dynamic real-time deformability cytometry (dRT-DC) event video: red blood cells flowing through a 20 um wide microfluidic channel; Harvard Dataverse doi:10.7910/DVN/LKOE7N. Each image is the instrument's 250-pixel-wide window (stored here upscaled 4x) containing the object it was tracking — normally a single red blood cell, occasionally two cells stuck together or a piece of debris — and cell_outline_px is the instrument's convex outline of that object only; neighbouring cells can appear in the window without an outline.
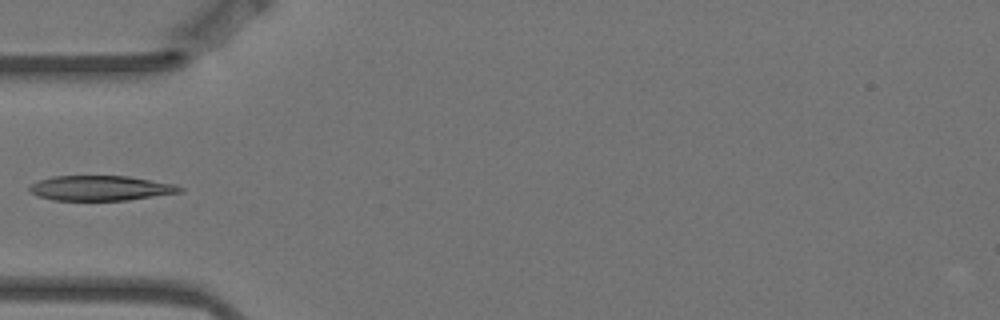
{"species": "Egyptian fruit bat (a non-hibernating species)", "species_latin": "Rousettus aegyptiacus", "temperature_condition": "warm", "stored_images_in_passage": 5, "camera_frame_rate_fps": 3000, "um_per_image_px": 0.085, "animal": {"sex": "female"}, "frame": {"image": 1, "passage_image": 5, "time_ms": 1.333, "image_size_px": [1000, 320], "cell_outline_px": [[184, 192], [128, 200], [52, 200], [36, 196], [28, 192], [28, 188], [32, 184], [40, 180], [52, 176], [128, 176], [176, 184], [184, 188]], "centroid_in_image_um": [8.56, 15.99], "position_along_channel_um": 76.4, "area_um2": 22.08}}